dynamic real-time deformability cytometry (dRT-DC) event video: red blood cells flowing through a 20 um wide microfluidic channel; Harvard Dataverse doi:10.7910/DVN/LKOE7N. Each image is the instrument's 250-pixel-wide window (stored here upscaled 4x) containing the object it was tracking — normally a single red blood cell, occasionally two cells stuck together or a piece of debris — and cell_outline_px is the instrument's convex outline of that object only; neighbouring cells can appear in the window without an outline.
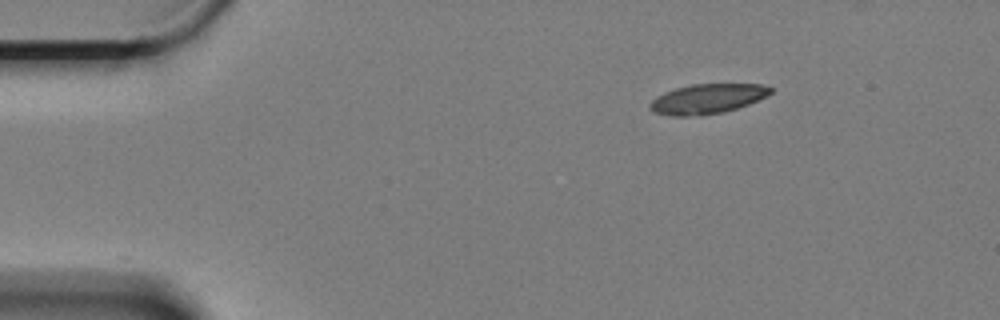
{"species": "Egyptian fruit bat (a non-hibernating species)", "species_latin": "Rousettus aegyptiacus", "temperature_condition": "cold", "stored_images_in_passage": 52, "camera_frame_rate_fps": 3000, "um_per_image_px": 0.085, "animal": {"sex": "female"}, "frame": {"image": 1, "passage_image": 1, "time_ms": 0.0, "image_size_px": [1000, 320], "cell_outline_px": [[772, 92], [768, 96], [748, 104], [724, 112], [700, 116], [672, 116], [656, 112], [648, 108], [648, 104], [656, 96], [664, 92], [676, 88], [692, 84], [760, 84], [772, 88]], "centroid_in_image_um": [60.11, 8.4], "position_along_channel_um": 24.9, "area_um2": 20.98}}
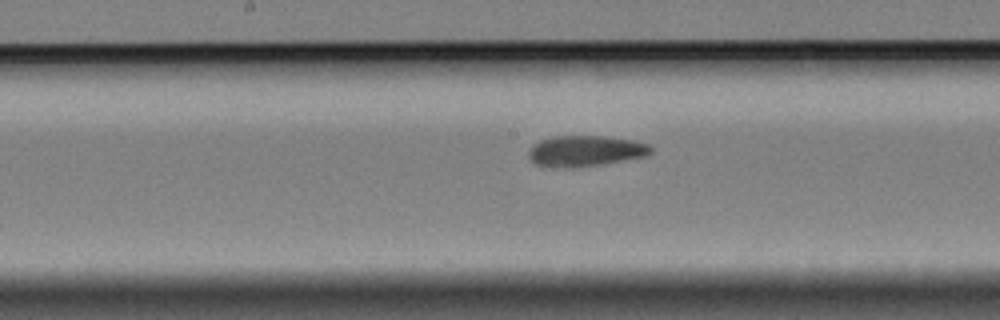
{"frame": {"image": 2, "passage_image": 23, "time_ms": 7.333, "image_size_px": [1000, 320], "cell_outline_px": [[652, 152], [644, 156], [600, 164], [572, 168], [564, 168], [536, 164], [528, 156], [528, 152], [532, 144], [540, 140], [552, 136], [604, 136], [632, 140], [648, 144], [652, 148]], "centroid_in_image_um": [49.72, 12.82], "position_along_channel_um": 198.5, "area_um2": 21.79}}
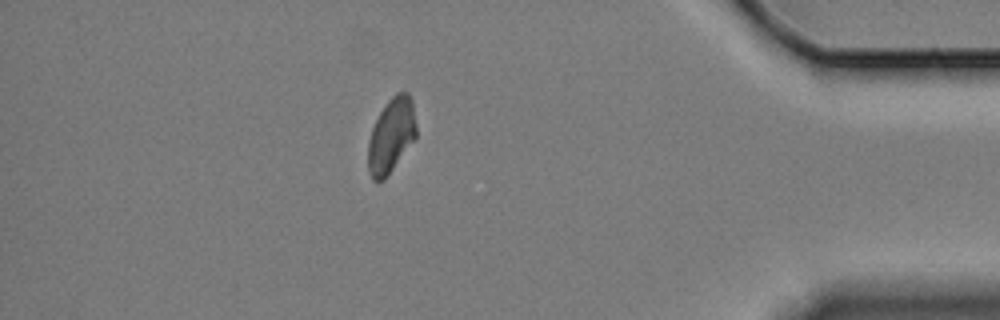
{"frame": {"image": 3, "passage_image": 45, "time_ms": 14.667, "image_size_px": [1000, 320], "cell_outline_px": [[416, 140], [384, 180], [372, 180], [368, 168], [368, 140], [372, 128], [380, 112], [388, 100], [396, 92], [408, 92], [412, 100], [416, 124]], "centroid_in_image_um": [33.27, 11.52], "position_along_channel_um": 401.9, "area_um2": 21.15}, "authors_computed_cell_mechanics": {"area_um2": 21.5305, "velocity_mm_per_s": 3.2961, "shape_relaxation_time_tau1_ms": null, "shape_relaxation_time_tau2_ms": 3.1308, "deformation_change_tau1": null, "deformation_change_tau2": 0.0841}}